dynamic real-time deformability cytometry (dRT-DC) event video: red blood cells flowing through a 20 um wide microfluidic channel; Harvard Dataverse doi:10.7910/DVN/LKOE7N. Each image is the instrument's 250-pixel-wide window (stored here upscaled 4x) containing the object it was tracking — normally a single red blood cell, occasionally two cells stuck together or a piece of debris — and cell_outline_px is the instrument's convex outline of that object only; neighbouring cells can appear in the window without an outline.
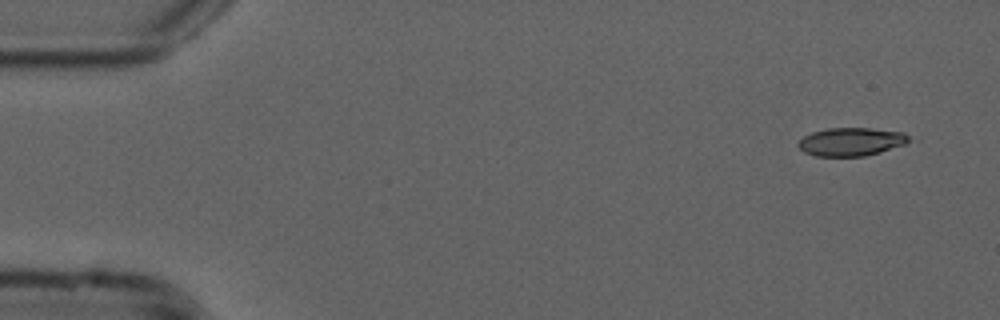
{"species": "common noctule bat (a hibernating species)", "species_latin": "Nyctalus noctula", "temperature_condition": "cold", "stored_images_in_passage": 52, "camera_frame_rate_fps": 3000, "um_per_image_px": 0.085, "animal": {"sex": "male", "forearm_length_mm": 52.5}, "frame": {"image": 1, "passage_image": 1, "time_ms": 0.0, "image_size_px": [1000, 320], "cell_outline_px": [[912, 140], [904, 144], [880, 152], [864, 156], [816, 156], [804, 152], [796, 144], [804, 136], [812, 132], [828, 128], [872, 128], [904, 132], [912, 136]], "centroid_in_image_um": [72.38, 12.04], "position_along_channel_um": 12.6, "area_um2": 18.32}}
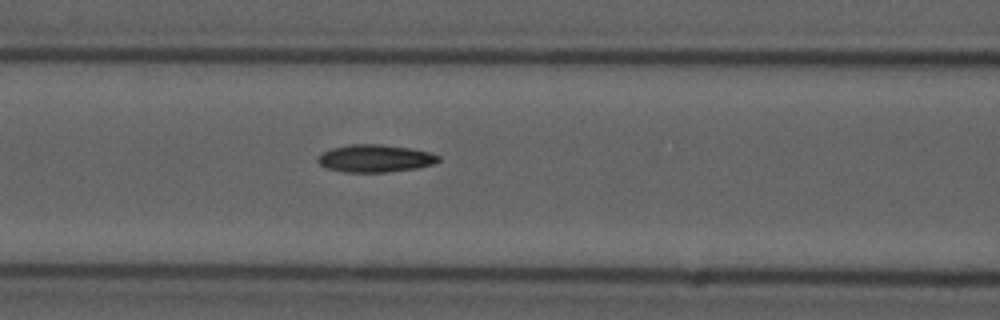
{"frame": {"image": 2, "passage_image": 20, "time_ms": 6.333, "image_size_px": [1000, 320], "cell_outline_px": [[440, 160], [432, 164], [420, 168], [388, 172], [344, 172], [328, 168], [320, 164], [316, 160], [316, 156], [320, 152], [332, 148], [352, 144], [380, 144], [408, 148], [428, 152], [440, 156]], "centroid_in_image_um": [31.85, 13.47], "position_along_channel_um": 134.7, "area_um2": 19.42}}
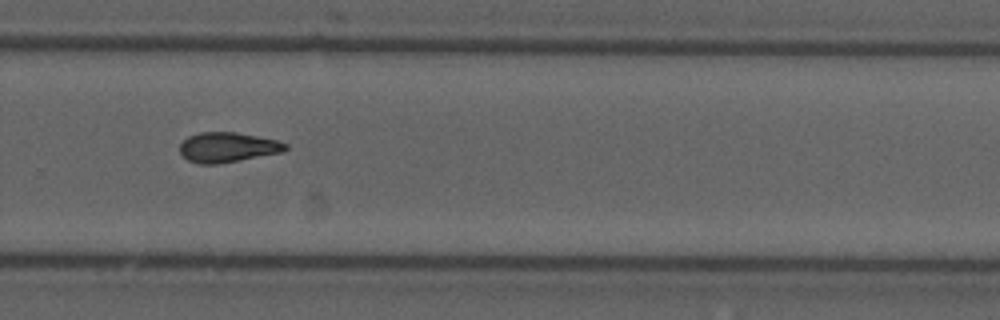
{"frame": {"image": 3, "passage_image": 34, "time_ms": 11.0, "image_size_px": [1000, 320], "cell_outline_px": [[288, 148], [284, 152], [220, 164], [200, 164], [188, 160], [180, 152], [180, 144], [188, 136], [200, 132], [236, 132], [276, 140], [288, 144]], "centroid_in_image_um": [19.36, 12.52], "position_along_channel_um": 310.4, "area_um2": 18.5}, "authors_computed_cell_mechanics": {"area_um2": 18.4382, "velocity_mm_per_s": 3.7704, "shape_relaxation_time_tau1_ms": 7.4929, "shape_relaxation_time_tau2_ms": 9.1866, "deformation_change_tau1": 0.1484, "deformation_change_tau2": 0.188}}